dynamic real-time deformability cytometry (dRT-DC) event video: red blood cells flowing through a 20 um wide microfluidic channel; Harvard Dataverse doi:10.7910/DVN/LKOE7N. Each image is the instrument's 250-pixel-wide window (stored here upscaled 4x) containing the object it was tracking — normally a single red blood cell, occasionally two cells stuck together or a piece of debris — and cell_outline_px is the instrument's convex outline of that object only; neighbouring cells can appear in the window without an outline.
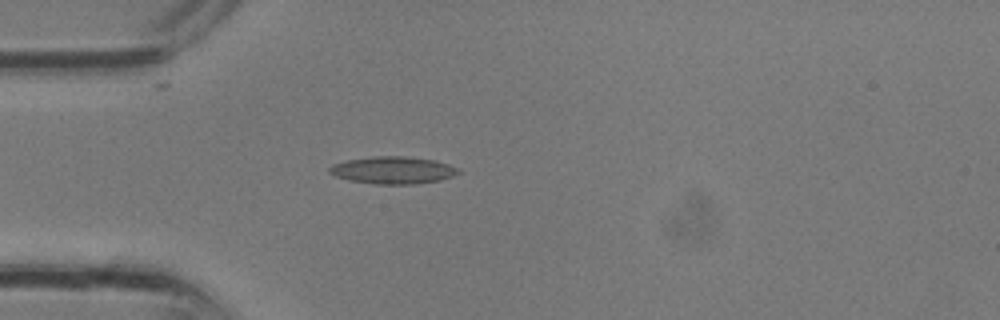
{"species": "common noctule bat (a hibernating species)", "species_latin": "Nyctalus noctula", "temperature_condition": "room temperature", "stored_images_in_passage": 31, "camera_frame_rate_fps": 3000, "um_per_image_px": 0.085, "animal": {"sex": "male", "body_mass_g": 13.3}, "frame": {"image": 1, "passage_image": 8, "time_ms": 2.333, "image_size_px": [1000, 320], "cell_outline_px": [[460, 172], [452, 176], [440, 180], [416, 184], [376, 184], [348, 180], [336, 176], [328, 172], [328, 168], [332, 164], [348, 160], [372, 156], [404, 156], [436, 160], [460, 168]], "centroid_in_image_um": [33.4, 14.46], "position_along_channel_um": 51.6, "area_um2": 20.58}}
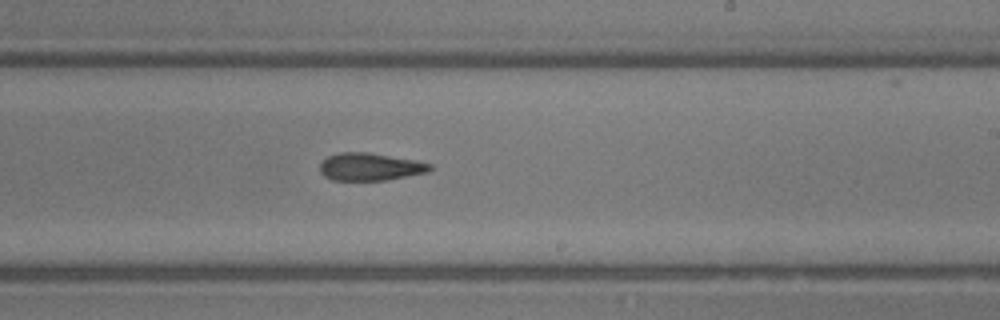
{"frame": {"image": 2, "passage_image": 18, "time_ms": 5.667, "image_size_px": [1000, 320], "cell_outline_px": [[432, 168], [428, 172], [384, 180], [332, 180], [324, 176], [320, 172], [320, 164], [328, 156], [336, 152], [368, 152], [416, 160], [432, 164]], "centroid_in_image_um": [31.44, 14.17], "position_along_channel_um": 257.6, "area_um2": 17.69}}
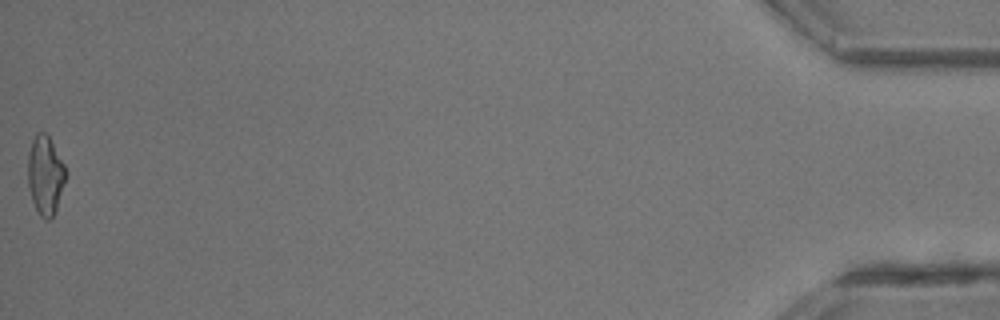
{"frame": {"image": 3, "passage_image": 31, "time_ms": 10.0, "image_size_px": [1000, 320], "cell_outline_px": [[68, 172], [56, 208], [52, 216], [48, 220], [44, 220], [40, 216], [32, 200], [28, 188], [28, 152], [32, 140], [36, 132], [44, 132], [48, 136], [64, 164]], "centroid_in_image_um": [3.84, 14.88], "position_along_channel_um": 431.4, "area_um2": 17.34}}